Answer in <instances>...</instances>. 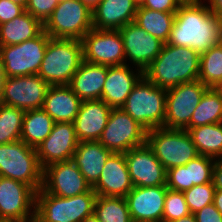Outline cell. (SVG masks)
Returning <instances> with one entry per match:
<instances>
[{"label":"cell","mask_w":222,"mask_h":222,"mask_svg":"<svg viewBox=\"0 0 222 222\" xmlns=\"http://www.w3.org/2000/svg\"><path fill=\"white\" fill-rule=\"evenodd\" d=\"M168 44L190 47L200 55L222 43L221 17L202 1L183 2L177 12Z\"/></svg>","instance_id":"6da1fadb"},{"label":"cell","mask_w":222,"mask_h":222,"mask_svg":"<svg viewBox=\"0 0 222 222\" xmlns=\"http://www.w3.org/2000/svg\"><path fill=\"white\" fill-rule=\"evenodd\" d=\"M199 70L200 54L194 49L165 43L160 54L144 70V76L167 90L198 80Z\"/></svg>","instance_id":"7a4b0ae2"},{"label":"cell","mask_w":222,"mask_h":222,"mask_svg":"<svg viewBox=\"0 0 222 222\" xmlns=\"http://www.w3.org/2000/svg\"><path fill=\"white\" fill-rule=\"evenodd\" d=\"M82 61L81 40L51 37L38 75L50 86L69 85Z\"/></svg>","instance_id":"3957f363"},{"label":"cell","mask_w":222,"mask_h":222,"mask_svg":"<svg viewBox=\"0 0 222 222\" xmlns=\"http://www.w3.org/2000/svg\"><path fill=\"white\" fill-rule=\"evenodd\" d=\"M97 194L92 189L77 196L63 198L45 192H36L34 222H82L94 213Z\"/></svg>","instance_id":"277c9868"},{"label":"cell","mask_w":222,"mask_h":222,"mask_svg":"<svg viewBox=\"0 0 222 222\" xmlns=\"http://www.w3.org/2000/svg\"><path fill=\"white\" fill-rule=\"evenodd\" d=\"M167 90L143 76L121 107L147 131L164 127Z\"/></svg>","instance_id":"5b68a950"},{"label":"cell","mask_w":222,"mask_h":222,"mask_svg":"<svg viewBox=\"0 0 222 222\" xmlns=\"http://www.w3.org/2000/svg\"><path fill=\"white\" fill-rule=\"evenodd\" d=\"M0 176L23 182L38 192L43 184V168L36 149L21 140L0 144Z\"/></svg>","instance_id":"8992f818"},{"label":"cell","mask_w":222,"mask_h":222,"mask_svg":"<svg viewBox=\"0 0 222 222\" xmlns=\"http://www.w3.org/2000/svg\"><path fill=\"white\" fill-rule=\"evenodd\" d=\"M146 143L167 170L183 166L199 154L185 129L159 127L147 131Z\"/></svg>","instance_id":"52a82bcc"},{"label":"cell","mask_w":222,"mask_h":222,"mask_svg":"<svg viewBox=\"0 0 222 222\" xmlns=\"http://www.w3.org/2000/svg\"><path fill=\"white\" fill-rule=\"evenodd\" d=\"M92 10L80 0H60L44 23V31L52 38H82L93 28Z\"/></svg>","instance_id":"ba28073f"},{"label":"cell","mask_w":222,"mask_h":222,"mask_svg":"<svg viewBox=\"0 0 222 222\" xmlns=\"http://www.w3.org/2000/svg\"><path fill=\"white\" fill-rule=\"evenodd\" d=\"M50 38L43 30L35 38L20 44L0 46L6 77L38 74Z\"/></svg>","instance_id":"9c48e42d"},{"label":"cell","mask_w":222,"mask_h":222,"mask_svg":"<svg viewBox=\"0 0 222 222\" xmlns=\"http://www.w3.org/2000/svg\"><path fill=\"white\" fill-rule=\"evenodd\" d=\"M147 130L121 108H112L98 140L113 153H125L146 143Z\"/></svg>","instance_id":"30bf717a"},{"label":"cell","mask_w":222,"mask_h":222,"mask_svg":"<svg viewBox=\"0 0 222 222\" xmlns=\"http://www.w3.org/2000/svg\"><path fill=\"white\" fill-rule=\"evenodd\" d=\"M35 205L36 191L32 187L0 176V222H34Z\"/></svg>","instance_id":"8fae6325"},{"label":"cell","mask_w":222,"mask_h":222,"mask_svg":"<svg viewBox=\"0 0 222 222\" xmlns=\"http://www.w3.org/2000/svg\"><path fill=\"white\" fill-rule=\"evenodd\" d=\"M208 87L200 80L167 89L164 128L185 129Z\"/></svg>","instance_id":"7c38bea8"},{"label":"cell","mask_w":222,"mask_h":222,"mask_svg":"<svg viewBox=\"0 0 222 222\" xmlns=\"http://www.w3.org/2000/svg\"><path fill=\"white\" fill-rule=\"evenodd\" d=\"M81 41L84 61L108 67L126 64L123 39L119 30L92 28Z\"/></svg>","instance_id":"4fadbf2b"},{"label":"cell","mask_w":222,"mask_h":222,"mask_svg":"<svg viewBox=\"0 0 222 222\" xmlns=\"http://www.w3.org/2000/svg\"><path fill=\"white\" fill-rule=\"evenodd\" d=\"M49 87L38 74L6 77L0 103L24 111L40 109Z\"/></svg>","instance_id":"5bb4252c"},{"label":"cell","mask_w":222,"mask_h":222,"mask_svg":"<svg viewBox=\"0 0 222 222\" xmlns=\"http://www.w3.org/2000/svg\"><path fill=\"white\" fill-rule=\"evenodd\" d=\"M42 189L54 196L68 198L89 192L93 188L71 159L43 169Z\"/></svg>","instance_id":"9a60e30c"},{"label":"cell","mask_w":222,"mask_h":222,"mask_svg":"<svg viewBox=\"0 0 222 222\" xmlns=\"http://www.w3.org/2000/svg\"><path fill=\"white\" fill-rule=\"evenodd\" d=\"M124 154L134 187L166 185L167 171L147 143Z\"/></svg>","instance_id":"2e32d148"},{"label":"cell","mask_w":222,"mask_h":222,"mask_svg":"<svg viewBox=\"0 0 222 222\" xmlns=\"http://www.w3.org/2000/svg\"><path fill=\"white\" fill-rule=\"evenodd\" d=\"M74 123L55 122L49 136L36 149L40 166L71 160L78 146Z\"/></svg>","instance_id":"e0dca14e"},{"label":"cell","mask_w":222,"mask_h":222,"mask_svg":"<svg viewBox=\"0 0 222 222\" xmlns=\"http://www.w3.org/2000/svg\"><path fill=\"white\" fill-rule=\"evenodd\" d=\"M119 32L123 39L125 59L128 57L143 71L160 54L164 45L134 22L124 25Z\"/></svg>","instance_id":"ac0fdd59"},{"label":"cell","mask_w":222,"mask_h":222,"mask_svg":"<svg viewBox=\"0 0 222 222\" xmlns=\"http://www.w3.org/2000/svg\"><path fill=\"white\" fill-rule=\"evenodd\" d=\"M167 186L133 187L126 195L133 222H162Z\"/></svg>","instance_id":"d6986e66"},{"label":"cell","mask_w":222,"mask_h":222,"mask_svg":"<svg viewBox=\"0 0 222 222\" xmlns=\"http://www.w3.org/2000/svg\"><path fill=\"white\" fill-rule=\"evenodd\" d=\"M124 153H112L98 182L92 187L97 196L123 197L133 189Z\"/></svg>","instance_id":"ffe728a7"},{"label":"cell","mask_w":222,"mask_h":222,"mask_svg":"<svg viewBox=\"0 0 222 222\" xmlns=\"http://www.w3.org/2000/svg\"><path fill=\"white\" fill-rule=\"evenodd\" d=\"M215 160L208 156L198 155L186 165L167 170V188L183 192L192 186L212 182Z\"/></svg>","instance_id":"44dd1931"},{"label":"cell","mask_w":222,"mask_h":222,"mask_svg":"<svg viewBox=\"0 0 222 222\" xmlns=\"http://www.w3.org/2000/svg\"><path fill=\"white\" fill-rule=\"evenodd\" d=\"M111 109L101 99L82 101L73 122L78 141H98L107 125Z\"/></svg>","instance_id":"7402d4cb"},{"label":"cell","mask_w":222,"mask_h":222,"mask_svg":"<svg viewBox=\"0 0 222 222\" xmlns=\"http://www.w3.org/2000/svg\"><path fill=\"white\" fill-rule=\"evenodd\" d=\"M134 74L130 67L125 65L107 66V77L103 85L101 100L111 108H121L135 85L144 76V71L137 69Z\"/></svg>","instance_id":"603a6c76"},{"label":"cell","mask_w":222,"mask_h":222,"mask_svg":"<svg viewBox=\"0 0 222 222\" xmlns=\"http://www.w3.org/2000/svg\"><path fill=\"white\" fill-rule=\"evenodd\" d=\"M137 8L134 0H101L92 11V26L97 30H119L134 22Z\"/></svg>","instance_id":"cb8c5ba5"},{"label":"cell","mask_w":222,"mask_h":222,"mask_svg":"<svg viewBox=\"0 0 222 222\" xmlns=\"http://www.w3.org/2000/svg\"><path fill=\"white\" fill-rule=\"evenodd\" d=\"M81 103L69 85H55L48 88L42 109L54 122L73 123Z\"/></svg>","instance_id":"d4e9b609"},{"label":"cell","mask_w":222,"mask_h":222,"mask_svg":"<svg viewBox=\"0 0 222 222\" xmlns=\"http://www.w3.org/2000/svg\"><path fill=\"white\" fill-rule=\"evenodd\" d=\"M112 153L99 141H81L78 143L72 160L86 181L93 187L98 182L104 164Z\"/></svg>","instance_id":"484cf974"},{"label":"cell","mask_w":222,"mask_h":222,"mask_svg":"<svg viewBox=\"0 0 222 222\" xmlns=\"http://www.w3.org/2000/svg\"><path fill=\"white\" fill-rule=\"evenodd\" d=\"M106 77L107 66L83 60L69 86L82 101L97 100L101 99Z\"/></svg>","instance_id":"4316f807"},{"label":"cell","mask_w":222,"mask_h":222,"mask_svg":"<svg viewBox=\"0 0 222 222\" xmlns=\"http://www.w3.org/2000/svg\"><path fill=\"white\" fill-rule=\"evenodd\" d=\"M44 24L24 11L20 16L0 25V46L17 45L38 36Z\"/></svg>","instance_id":"83f0119b"},{"label":"cell","mask_w":222,"mask_h":222,"mask_svg":"<svg viewBox=\"0 0 222 222\" xmlns=\"http://www.w3.org/2000/svg\"><path fill=\"white\" fill-rule=\"evenodd\" d=\"M54 123L42 108L27 110L23 116L20 140L37 149L51 133Z\"/></svg>","instance_id":"f1b7e54d"},{"label":"cell","mask_w":222,"mask_h":222,"mask_svg":"<svg viewBox=\"0 0 222 222\" xmlns=\"http://www.w3.org/2000/svg\"><path fill=\"white\" fill-rule=\"evenodd\" d=\"M176 12H160L138 6L134 23L147 33L167 43Z\"/></svg>","instance_id":"f546056e"},{"label":"cell","mask_w":222,"mask_h":222,"mask_svg":"<svg viewBox=\"0 0 222 222\" xmlns=\"http://www.w3.org/2000/svg\"><path fill=\"white\" fill-rule=\"evenodd\" d=\"M187 132L199 155L222 159V122L197 126Z\"/></svg>","instance_id":"4dcf8cb0"},{"label":"cell","mask_w":222,"mask_h":222,"mask_svg":"<svg viewBox=\"0 0 222 222\" xmlns=\"http://www.w3.org/2000/svg\"><path fill=\"white\" fill-rule=\"evenodd\" d=\"M222 122V94L216 88H208L192 114L188 130L197 126Z\"/></svg>","instance_id":"1f68e13d"},{"label":"cell","mask_w":222,"mask_h":222,"mask_svg":"<svg viewBox=\"0 0 222 222\" xmlns=\"http://www.w3.org/2000/svg\"><path fill=\"white\" fill-rule=\"evenodd\" d=\"M94 214L101 222H133L127 201L123 197L97 196Z\"/></svg>","instance_id":"d6a6232c"},{"label":"cell","mask_w":222,"mask_h":222,"mask_svg":"<svg viewBox=\"0 0 222 222\" xmlns=\"http://www.w3.org/2000/svg\"><path fill=\"white\" fill-rule=\"evenodd\" d=\"M198 80L208 88H216L222 81V43L200 55Z\"/></svg>","instance_id":"836d02e7"},{"label":"cell","mask_w":222,"mask_h":222,"mask_svg":"<svg viewBox=\"0 0 222 222\" xmlns=\"http://www.w3.org/2000/svg\"><path fill=\"white\" fill-rule=\"evenodd\" d=\"M25 111L0 103V144L20 140Z\"/></svg>","instance_id":"e575fe53"},{"label":"cell","mask_w":222,"mask_h":222,"mask_svg":"<svg viewBox=\"0 0 222 222\" xmlns=\"http://www.w3.org/2000/svg\"><path fill=\"white\" fill-rule=\"evenodd\" d=\"M215 187L212 182L192 186L183 191L185 201L192 214L198 212L204 206L213 203Z\"/></svg>","instance_id":"d590c367"},{"label":"cell","mask_w":222,"mask_h":222,"mask_svg":"<svg viewBox=\"0 0 222 222\" xmlns=\"http://www.w3.org/2000/svg\"><path fill=\"white\" fill-rule=\"evenodd\" d=\"M191 214L183 192L167 189L162 222H170Z\"/></svg>","instance_id":"8d00e7d4"},{"label":"cell","mask_w":222,"mask_h":222,"mask_svg":"<svg viewBox=\"0 0 222 222\" xmlns=\"http://www.w3.org/2000/svg\"><path fill=\"white\" fill-rule=\"evenodd\" d=\"M59 1L60 0H28L25 11L44 24L59 4Z\"/></svg>","instance_id":"74e56055"},{"label":"cell","mask_w":222,"mask_h":222,"mask_svg":"<svg viewBox=\"0 0 222 222\" xmlns=\"http://www.w3.org/2000/svg\"><path fill=\"white\" fill-rule=\"evenodd\" d=\"M25 9L10 0H0V25L20 16Z\"/></svg>","instance_id":"f35d334b"},{"label":"cell","mask_w":222,"mask_h":222,"mask_svg":"<svg viewBox=\"0 0 222 222\" xmlns=\"http://www.w3.org/2000/svg\"><path fill=\"white\" fill-rule=\"evenodd\" d=\"M182 3V0H145L141 7L160 12H177Z\"/></svg>","instance_id":"ab89813d"},{"label":"cell","mask_w":222,"mask_h":222,"mask_svg":"<svg viewBox=\"0 0 222 222\" xmlns=\"http://www.w3.org/2000/svg\"><path fill=\"white\" fill-rule=\"evenodd\" d=\"M196 222H222V214L216 209L212 203L204 206L198 212L194 213Z\"/></svg>","instance_id":"60d3db41"},{"label":"cell","mask_w":222,"mask_h":222,"mask_svg":"<svg viewBox=\"0 0 222 222\" xmlns=\"http://www.w3.org/2000/svg\"><path fill=\"white\" fill-rule=\"evenodd\" d=\"M212 183L215 190H222V159H217L212 172Z\"/></svg>","instance_id":"b9f144b4"},{"label":"cell","mask_w":222,"mask_h":222,"mask_svg":"<svg viewBox=\"0 0 222 222\" xmlns=\"http://www.w3.org/2000/svg\"><path fill=\"white\" fill-rule=\"evenodd\" d=\"M210 6L208 8L217 16H222V0H208Z\"/></svg>","instance_id":"7bdbcfd3"},{"label":"cell","mask_w":222,"mask_h":222,"mask_svg":"<svg viewBox=\"0 0 222 222\" xmlns=\"http://www.w3.org/2000/svg\"><path fill=\"white\" fill-rule=\"evenodd\" d=\"M213 204L216 209L222 214V190H215Z\"/></svg>","instance_id":"ee69618b"},{"label":"cell","mask_w":222,"mask_h":222,"mask_svg":"<svg viewBox=\"0 0 222 222\" xmlns=\"http://www.w3.org/2000/svg\"><path fill=\"white\" fill-rule=\"evenodd\" d=\"M5 80H6V74L4 72V66L0 56V100L3 96Z\"/></svg>","instance_id":"f6af8a7d"},{"label":"cell","mask_w":222,"mask_h":222,"mask_svg":"<svg viewBox=\"0 0 222 222\" xmlns=\"http://www.w3.org/2000/svg\"><path fill=\"white\" fill-rule=\"evenodd\" d=\"M84 5L88 6L92 11L101 2V0H80Z\"/></svg>","instance_id":"bcb514c9"},{"label":"cell","mask_w":222,"mask_h":222,"mask_svg":"<svg viewBox=\"0 0 222 222\" xmlns=\"http://www.w3.org/2000/svg\"><path fill=\"white\" fill-rule=\"evenodd\" d=\"M170 222H196V218H195L194 214L191 213L189 215L181 217L180 219L170 221Z\"/></svg>","instance_id":"7dc6e473"},{"label":"cell","mask_w":222,"mask_h":222,"mask_svg":"<svg viewBox=\"0 0 222 222\" xmlns=\"http://www.w3.org/2000/svg\"><path fill=\"white\" fill-rule=\"evenodd\" d=\"M82 222H101L98 217L93 213L92 215L86 217Z\"/></svg>","instance_id":"c3c4849f"},{"label":"cell","mask_w":222,"mask_h":222,"mask_svg":"<svg viewBox=\"0 0 222 222\" xmlns=\"http://www.w3.org/2000/svg\"><path fill=\"white\" fill-rule=\"evenodd\" d=\"M10 1L22 6L24 9L26 8L27 3H28V0H10Z\"/></svg>","instance_id":"681fc988"},{"label":"cell","mask_w":222,"mask_h":222,"mask_svg":"<svg viewBox=\"0 0 222 222\" xmlns=\"http://www.w3.org/2000/svg\"><path fill=\"white\" fill-rule=\"evenodd\" d=\"M216 89L222 94V81L219 83Z\"/></svg>","instance_id":"f907efd6"},{"label":"cell","mask_w":222,"mask_h":222,"mask_svg":"<svg viewBox=\"0 0 222 222\" xmlns=\"http://www.w3.org/2000/svg\"><path fill=\"white\" fill-rule=\"evenodd\" d=\"M138 6H141L145 0H134Z\"/></svg>","instance_id":"816d5d0a"},{"label":"cell","mask_w":222,"mask_h":222,"mask_svg":"<svg viewBox=\"0 0 222 222\" xmlns=\"http://www.w3.org/2000/svg\"><path fill=\"white\" fill-rule=\"evenodd\" d=\"M183 2H194V1H201V0H182Z\"/></svg>","instance_id":"f5cc1de1"}]
</instances>
